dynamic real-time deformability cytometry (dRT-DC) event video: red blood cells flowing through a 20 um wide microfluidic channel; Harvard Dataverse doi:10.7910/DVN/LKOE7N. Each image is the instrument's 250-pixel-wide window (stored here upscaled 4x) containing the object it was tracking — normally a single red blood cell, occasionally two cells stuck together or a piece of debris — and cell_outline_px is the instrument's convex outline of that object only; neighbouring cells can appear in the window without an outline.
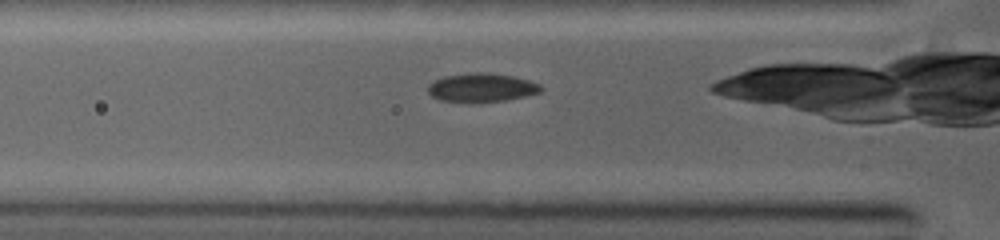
{"species": "common noctule bat (a hibernating species)", "species_latin": "Nyctalus noctula", "temperature_condition": "warm", "stored_images_in_passage": 47, "camera_frame_rate_fps": 5000, "um_per_image_px": 0.085, "animal": {"sex": "female", "body_mass_g": 19.0, "forearm_length_mm": 53.3}, "frame": {"image": 1, "passage_image": 3, "time_ms": 0.6, "image_size_px": [1000, 240], "cell_outline_px": [[544, 88], [540, 92], [508, 100], [468, 104], [440, 100], [432, 96], [428, 92], [428, 84], [444, 76], [468, 72], [488, 72], [512, 76], [528, 80], [540, 84]], "centroid_in_image_um": [40.91, 7.46], "position_along_channel_um": 84.9, "area_um2": 19.36}}
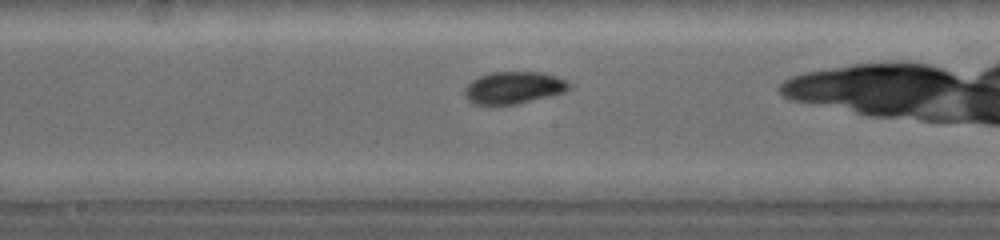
{"frame": {"image": 2, "passage_image": 11, "time_ms": 3.2, "image_size_px": [1000, 240], "cell_outline_px": [[572, 84], [564, 92], [516, 104], [476, 104], [468, 100], [464, 92], [464, 88], [472, 80], [480, 76], [492, 72], [544, 72], [568, 80]], "centroid_in_image_um": [43.68, 7.43], "position_along_channel_um": 204.5, "area_um2": 19.42}}
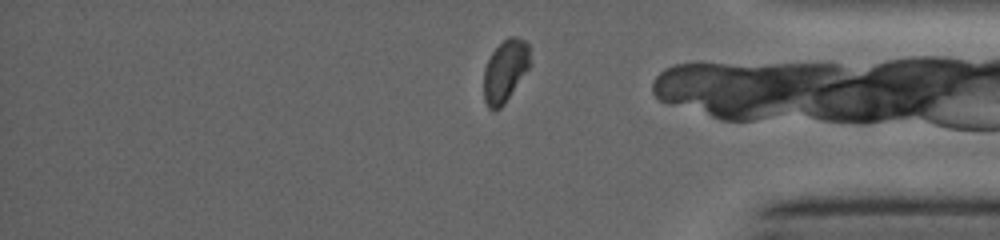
{"frame": {"image": 3, "passage_image": 40, "time_ms": 7.6, "image_size_px": [1000, 240], "cell_outline_px": [[532, 64], [504, 104], [500, 108], [488, 108], [484, 100], [484, 68], [492, 52], [508, 36], [516, 36], [524, 40], [528, 44]], "centroid_in_image_um": [42.96, 6.0], "position_along_channel_um": 392.2, "area_um2": 16.82}}